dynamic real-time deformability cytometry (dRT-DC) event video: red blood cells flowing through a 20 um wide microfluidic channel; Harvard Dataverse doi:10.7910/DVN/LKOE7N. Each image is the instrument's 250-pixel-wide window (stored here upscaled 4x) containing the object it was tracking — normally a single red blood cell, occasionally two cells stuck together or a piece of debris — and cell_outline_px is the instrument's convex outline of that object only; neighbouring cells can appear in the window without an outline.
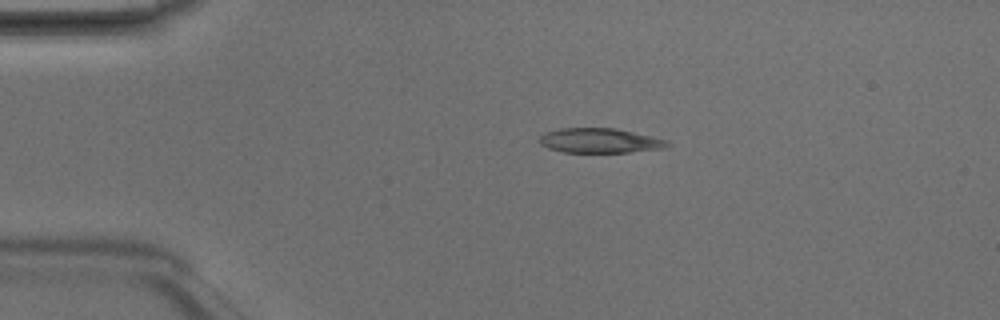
{"species": "Egyptian fruit bat (a non-hibernating species)", "species_latin": "Rousettus aegyptiacus", "temperature_condition": "room temperature", "stored_images_in_passage": 3, "camera_frame_rate_fps": 3000, "um_per_image_px": 0.085, "animal": {"sex": "male"}, "frame": {"image": 1, "passage_image": 2, "time_ms": 0.333, "image_size_px": [1000, 320], "cell_outline_px": [[672, 144], [664, 148], [628, 152], [564, 152], [548, 148], [540, 144], [540, 136], [544, 132], [560, 128], [616, 128], [652, 136], [668, 140]], "centroid_in_image_um": [50.99, 11.94], "position_along_channel_um": 34.0, "area_um2": 18.44}}